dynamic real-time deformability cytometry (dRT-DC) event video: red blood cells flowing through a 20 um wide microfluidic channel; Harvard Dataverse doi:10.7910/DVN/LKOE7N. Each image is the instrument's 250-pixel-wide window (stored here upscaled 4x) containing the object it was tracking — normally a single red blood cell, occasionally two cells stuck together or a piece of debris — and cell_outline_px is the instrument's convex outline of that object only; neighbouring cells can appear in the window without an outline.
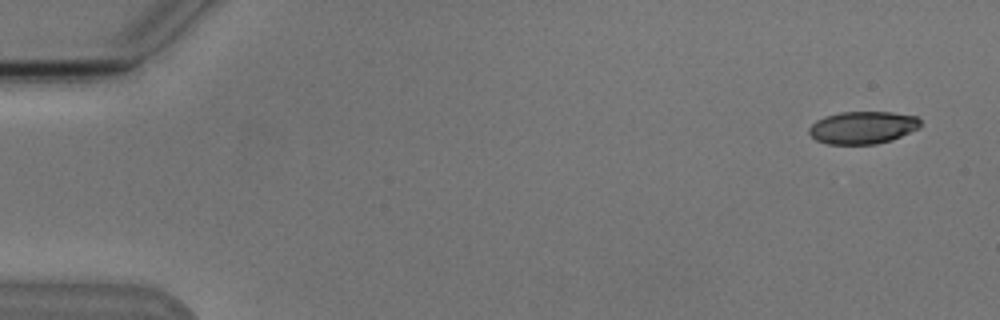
{"species": "Egyptian fruit bat (a non-hibernating species)", "species_latin": "Rousettus aegyptiacus", "temperature_condition": "cold", "stored_images_in_passage": 5, "camera_frame_rate_fps": 3000, "um_per_image_px": 0.085, "animal": {"sex": "male"}, "frame": {"image": 1, "passage_image": 1, "time_ms": 0.0, "image_size_px": [1000, 320], "cell_outline_px": [[920, 128], [892, 140], [876, 144], [828, 144], [816, 140], [808, 132], [808, 128], [816, 120], [824, 116], [840, 112], [892, 112], [916, 116], [920, 120]], "centroid_in_image_um": [73.32, 10.84], "position_along_channel_um": 11.7, "area_um2": 21.21}}